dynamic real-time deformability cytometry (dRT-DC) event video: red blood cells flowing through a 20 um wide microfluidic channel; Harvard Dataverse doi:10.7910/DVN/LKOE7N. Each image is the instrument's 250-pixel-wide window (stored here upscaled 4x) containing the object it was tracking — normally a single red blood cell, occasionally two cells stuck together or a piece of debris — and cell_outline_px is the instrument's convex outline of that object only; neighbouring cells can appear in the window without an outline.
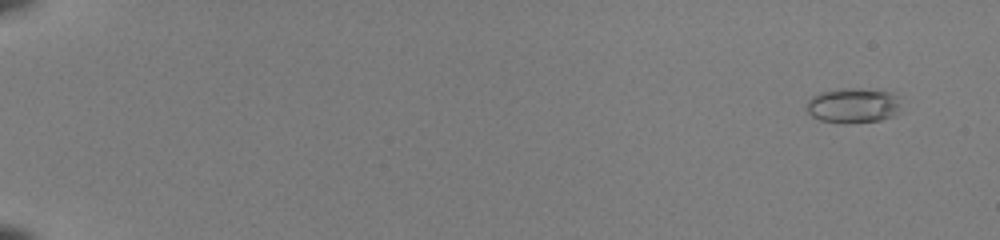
{"species": "common noctule bat (a hibernating species)", "species_latin": "Nyctalus noctula", "temperature_condition": "room temperature", "stored_images_in_passage": 53, "camera_frame_rate_fps": 3000, "um_per_image_px": 0.085, "animal": {"sex": "female", "body_mass_g": 22.0, "forearm_length_mm": 56.7}, "frame": {"image": 1, "passage_image": 4, "time_ms": 1.0, "image_size_px": [1000, 240], "cell_outline_px": [[896, 108], [892, 116], [880, 120], [820, 120], [812, 116], [808, 112], [808, 100], [812, 96], [820, 92], [840, 88], [860, 88], [888, 92], [896, 96]], "centroid_in_image_um": [72.43, 8.9], "position_along_channel_um": 12.6, "area_um2": 17.98}}
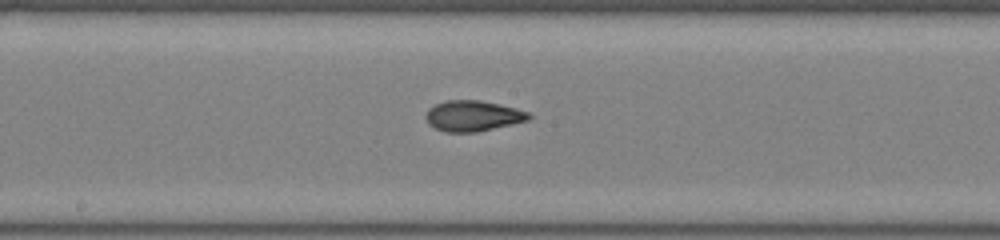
{"frame": {"image": 2, "passage_image": 32, "time_ms": 10.333, "image_size_px": [1000, 240], "cell_outline_px": [[532, 116], [528, 120], [512, 124], [476, 132], [444, 132], [428, 124], [424, 116], [428, 108], [444, 100], [480, 100], [500, 104], [516, 108], [528, 112]], "centroid_in_image_um": [40.17, 9.84], "position_along_channel_um": 208.0, "area_um2": 18.5}}
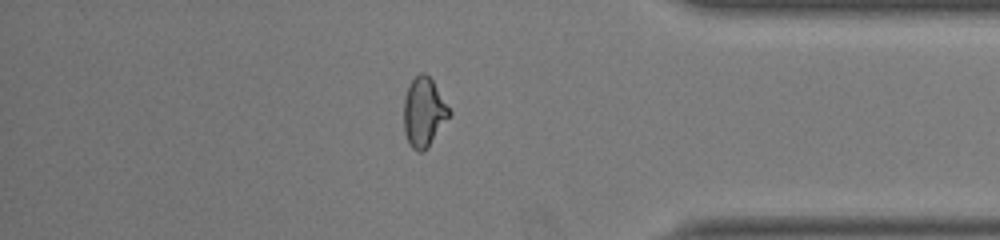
{"frame": {"image": 3, "passage_image": 47, "time_ms": 15.333, "image_size_px": [1000, 240], "cell_outline_px": [[452, 112], [428, 148], [424, 152], [416, 152], [412, 148], [404, 132], [404, 100], [408, 84], [420, 72], [424, 72], [432, 80]], "centroid_in_image_um": [36.02, 9.55], "position_along_channel_um": 399.2, "area_um2": 18.32}, "authors_computed_cell_mechanics": {"area_um2": 18.3226, "velocity_mm_per_s": 4.1058, "shape_relaxation_time_tau1_ms": null, "shape_relaxation_time_tau2_ms": 1.3022, "deformation_change_tau1": null, "deformation_change_tau2": 0.0748}}